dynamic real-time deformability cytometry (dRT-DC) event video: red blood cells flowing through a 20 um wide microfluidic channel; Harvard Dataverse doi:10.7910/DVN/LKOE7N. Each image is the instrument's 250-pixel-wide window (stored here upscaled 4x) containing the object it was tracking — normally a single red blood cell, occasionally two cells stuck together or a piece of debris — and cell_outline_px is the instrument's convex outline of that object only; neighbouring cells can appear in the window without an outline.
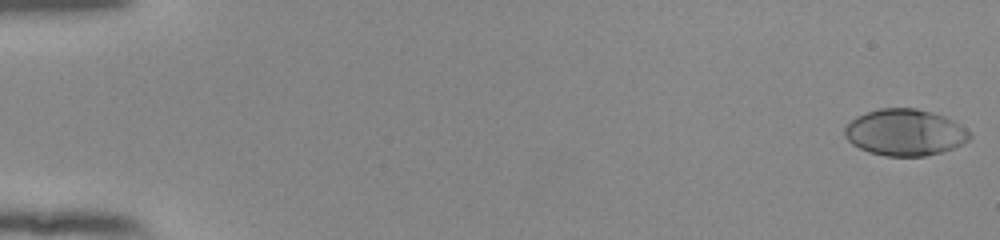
{"species": "human", "species_latin": "Homo sapiens", "temperature_condition": "room temperature", "stored_images_in_passage": 54, "camera_frame_rate_fps": 3000, "um_per_image_px": 0.085, "donor": {"sex": "female"}, "frame": {"image": 1, "passage_image": 1, "time_ms": 0.0, "image_size_px": [1000, 240], "cell_outline_px": [[972, 136], [968, 140], [952, 148], [940, 152], [924, 156], [884, 156], [868, 152], [852, 144], [844, 136], [844, 128], [856, 116], [880, 108], [916, 108], [932, 112], [944, 116], [952, 120], [972, 132]], "centroid_in_image_um": [76.91, 11.25], "position_along_channel_um": 8.1, "area_um2": 33.81}}
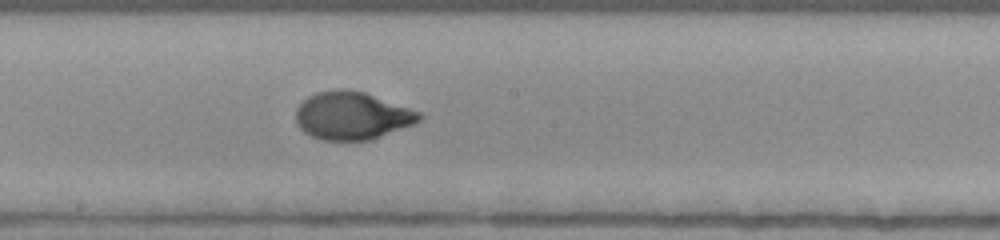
{"frame": {"image": 2, "passage_image": 31, "time_ms": 10.0, "image_size_px": [1000, 240], "cell_outline_px": [[424, 116], [416, 124], [368, 140], [320, 140], [304, 132], [296, 124], [296, 108], [308, 96], [316, 92], [340, 88], [364, 92], [420, 112]], "centroid_in_image_um": [29.91, 9.83], "position_along_channel_um": 218.3, "area_um2": 34.33}}
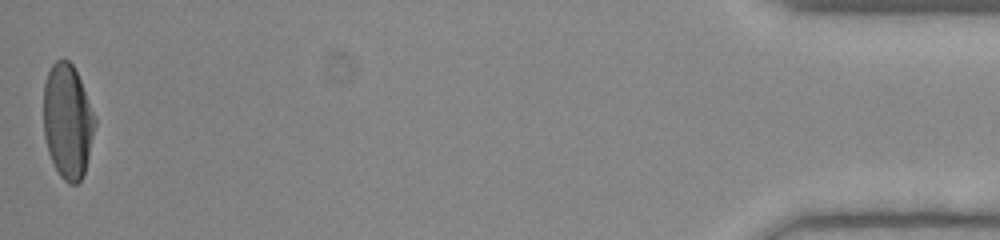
{"frame": {"image": 3, "passage_image": 54, "time_ms": 17.667, "image_size_px": [1000, 240], "cell_outline_px": [[96, 124], [84, 172], [80, 180], [76, 184], [68, 184], [60, 176], [48, 152], [44, 136], [44, 84], [48, 72], [52, 64], [56, 60], [68, 60], [72, 64], [80, 80], [96, 116]], "centroid_in_image_um": [5.75, 10.3], "position_along_channel_um": 429.5, "area_um2": 34.1}, "authors_computed_cell_mechanics": {"area_um2": 33.5818, "velocity_mm_per_s": 3.8866, "shape_relaxation_time_tau1_ms": 3.9511, "shape_relaxation_time_tau2_ms": null, "deformation_change_tau1": 0.2164, "deformation_change_tau2": null}}